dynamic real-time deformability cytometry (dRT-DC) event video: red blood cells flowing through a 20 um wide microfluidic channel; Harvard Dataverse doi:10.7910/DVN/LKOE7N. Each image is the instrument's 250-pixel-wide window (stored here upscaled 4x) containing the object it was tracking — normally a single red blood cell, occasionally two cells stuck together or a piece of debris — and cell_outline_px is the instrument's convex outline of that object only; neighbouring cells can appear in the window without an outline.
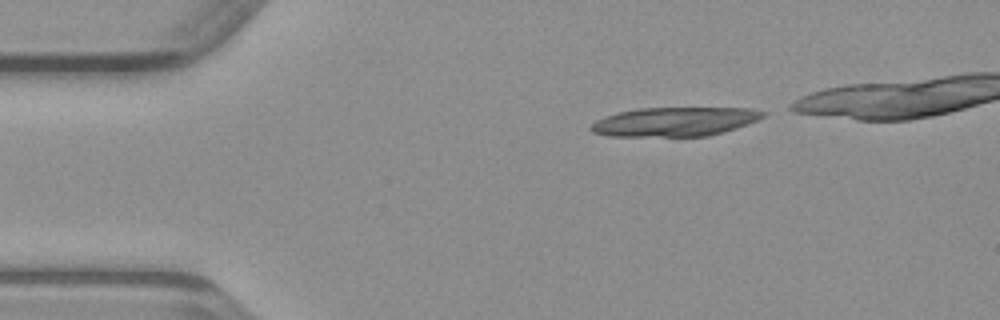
{"species": "common noctule bat (a hibernating species)", "species_latin": "Nyctalus noctula", "temperature_condition": "warm", "stored_images_in_passage": 9, "camera_frame_rate_fps": 3000, "um_per_image_px": 0.085, "animal": {"sex": "male", "body_mass_g": 23.1, "forearm_length_mm": 52.7}, "frame": {"image": 1, "passage_image": 1, "time_ms": 0.0, "image_size_px": [1000, 320], "cell_outline_px": [[768, 112], [764, 116], [756, 120], [736, 128], [724, 132], [708, 136], [608, 136], [592, 132], [588, 128], [596, 120], [604, 116], [616, 112], [636, 108], [752, 108]], "centroid_in_image_um": [57.32, 10.34], "position_along_channel_um": 27.7, "area_um2": 29.3}}